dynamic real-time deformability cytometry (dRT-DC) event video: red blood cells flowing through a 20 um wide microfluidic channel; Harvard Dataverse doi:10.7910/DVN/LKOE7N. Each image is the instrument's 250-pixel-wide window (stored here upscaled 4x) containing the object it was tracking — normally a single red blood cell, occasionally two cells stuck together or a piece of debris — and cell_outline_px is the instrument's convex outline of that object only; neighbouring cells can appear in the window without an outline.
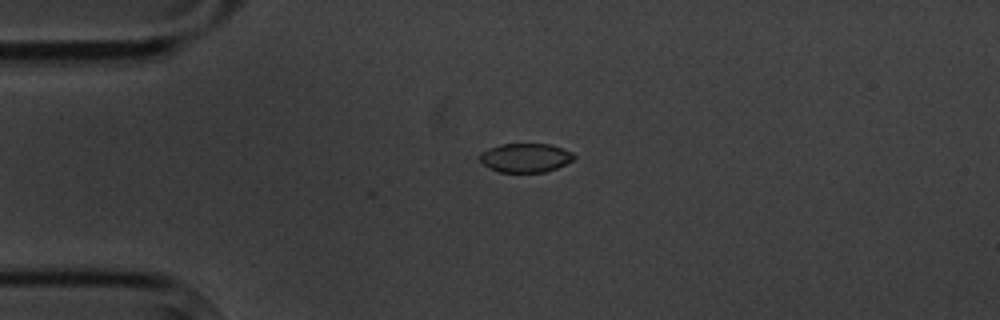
{"species": "common noctule bat (a hibernating species)", "species_latin": "Nyctalus noctula", "temperature_condition": "cold", "stored_images_in_passage": 4, "camera_frame_rate_fps": 3000, "um_per_image_px": 0.085, "animal": {"sex": "male", "body_mass_g": 20.1, "forearm_length_mm": 53.5}, "frame": {"image": 1, "passage_image": 2, "time_ms": 1.0, "image_size_px": [1000, 320], "cell_outline_px": [[576, 156], [572, 160], [556, 168], [544, 172], [500, 172], [484, 164], [480, 160], [480, 152], [488, 148], [500, 144], [548, 144], [572, 152]], "centroid_in_image_um": [44.65, 13.4], "position_along_channel_um": 40.4, "area_um2": 15.66}}
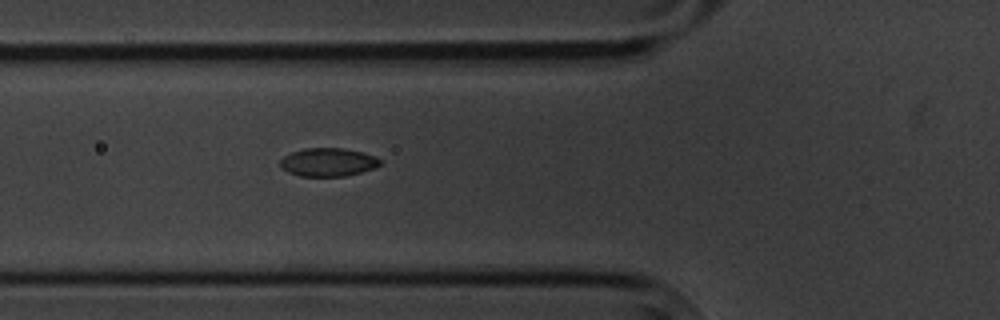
{"frame": {"image": 2, "passage_image": 4, "time_ms": 3.333, "image_size_px": [1000, 320], "cell_outline_px": [[380, 164], [376, 168], [344, 176], [300, 176], [288, 172], [280, 168], [280, 160], [284, 156], [292, 152], [304, 148], [340, 148], [364, 152], [380, 160]], "centroid_in_image_um": [27.85, 13.78], "position_along_channel_um": 97.9, "area_um2": 16.42}}